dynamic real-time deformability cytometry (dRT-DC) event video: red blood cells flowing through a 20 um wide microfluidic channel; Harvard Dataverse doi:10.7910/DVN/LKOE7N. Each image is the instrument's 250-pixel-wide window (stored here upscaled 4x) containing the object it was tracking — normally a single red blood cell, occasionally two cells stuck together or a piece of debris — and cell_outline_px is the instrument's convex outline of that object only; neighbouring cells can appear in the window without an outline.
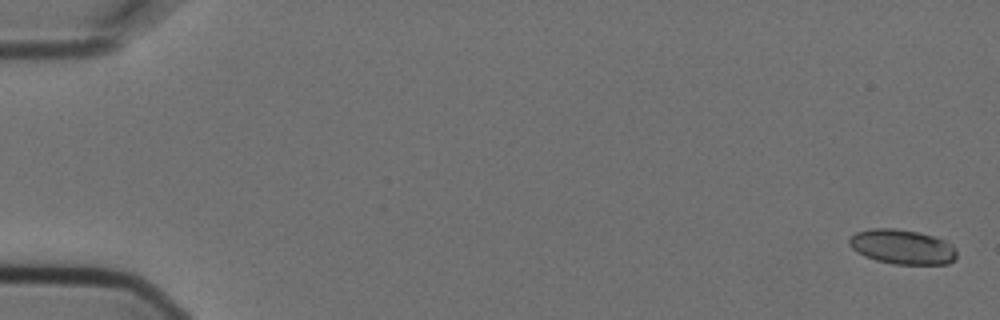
{"species": "Egyptian fruit bat (a non-hibernating species)", "species_latin": "Rousettus aegyptiacus", "temperature_condition": "cold", "stored_images_in_passage": 6, "camera_frame_rate_fps": 3000, "um_per_image_px": 0.085, "animal": {"sex": "female"}, "frame": {"image": 1, "passage_image": 1, "time_ms": 0.0, "image_size_px": [1000, 320], "cell_outline_px": [[956, 260], [948, 264], [896, 264], [876, 260], [864, 256], [856, 252], [848, 244], [848, 240], [856, 232], [872, 228], [892, 228], [920, 232], [944, 240], [952, 244], [956, 248]], "centroid_in_image_um": [76.7, 20.98], "position_along_channel_um": 8.3, "area_um2": 21.85}}
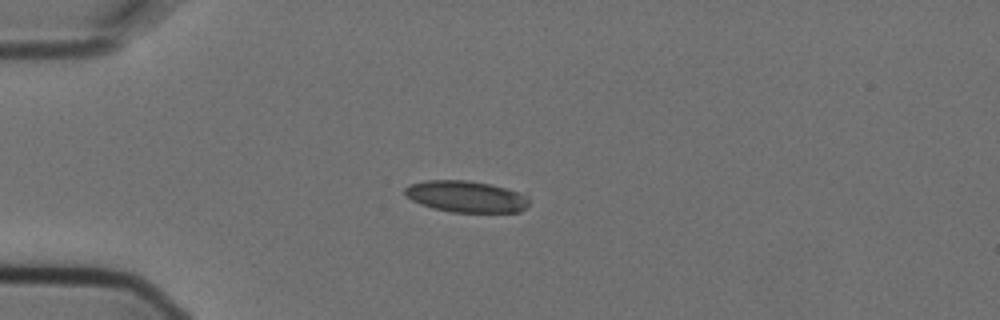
{"frame": {"image": 2, "passage_image": 5, "time_ms": 1.333, "image_size_px": [1000, 320], "cell_outline_px": [[528, 204], [520, 212], [452, 212], [432, 208], [420, 204], [412, 200], [404, 192], [404, 188], [408, 184], [428, 180], [468, 180], [488, 184], [504, 188], [528, 196]], "centroid_in_image_um": [39.58, 16.71], "position_along_channel_um": 45.4, "area_um2": 22.6}}